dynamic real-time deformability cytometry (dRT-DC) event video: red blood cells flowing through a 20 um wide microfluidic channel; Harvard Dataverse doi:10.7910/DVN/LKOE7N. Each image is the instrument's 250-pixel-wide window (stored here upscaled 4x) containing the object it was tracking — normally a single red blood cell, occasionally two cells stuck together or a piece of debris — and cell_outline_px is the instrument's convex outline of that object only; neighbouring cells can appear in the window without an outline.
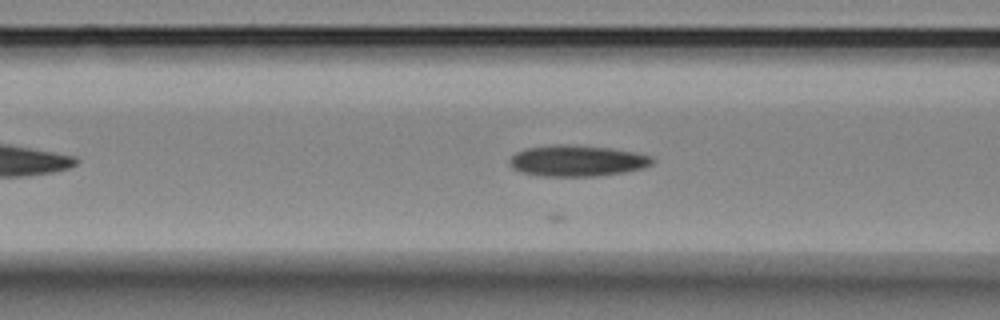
{"species": "Egyptian fruit bat (a non-hibernating species)", "species_latin": "Rousettus aegyptiacus", "temperature_condition": "room temperature", "stored_images_in_passage": 20, "camera_frame_rate_fps": 3000, "um_per_image_px": 0.085, "animal": {"sex": "female"}, "frame": {"image": 1, "passage_image": 13, "time_ms": 4.0, "image_size_px": [1000, 320], "cell_outline_px": [[656, 160], [652, 164], [644, 168], [624, 172], [596, 176], [544, 176], [520, 172], [512, 168], [508, 164], [508, 160], [516, 152], [528, 148], [556, 144], [568, 144], [612, 148], [636, 152], [652, 156]], "centroid_in_image_um": [49.07, 13.66], "position_along_channel_um": 117.5, "area_um2": 26.13}}
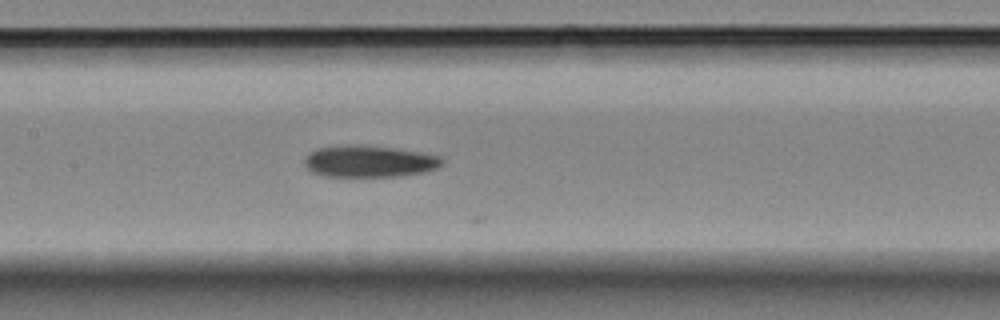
{"frame": {"image": 2, "passage_image": 18, "time_ms": 5.667, "image_size_px": [1000, 320], "cell_outline_px": [[444, 160], [436, 168], [424, 172], [400, 176], [324, 176], [312, 172], [304, 164], [304, 160], [308, 152], [320, 148], [348, 144], [392, 148], [420, 152], [440, 156]], "centroid_in_image_um": [31.36, 13.71], "position_along_channel_um": 176.0, "area_um2": 25.2}}